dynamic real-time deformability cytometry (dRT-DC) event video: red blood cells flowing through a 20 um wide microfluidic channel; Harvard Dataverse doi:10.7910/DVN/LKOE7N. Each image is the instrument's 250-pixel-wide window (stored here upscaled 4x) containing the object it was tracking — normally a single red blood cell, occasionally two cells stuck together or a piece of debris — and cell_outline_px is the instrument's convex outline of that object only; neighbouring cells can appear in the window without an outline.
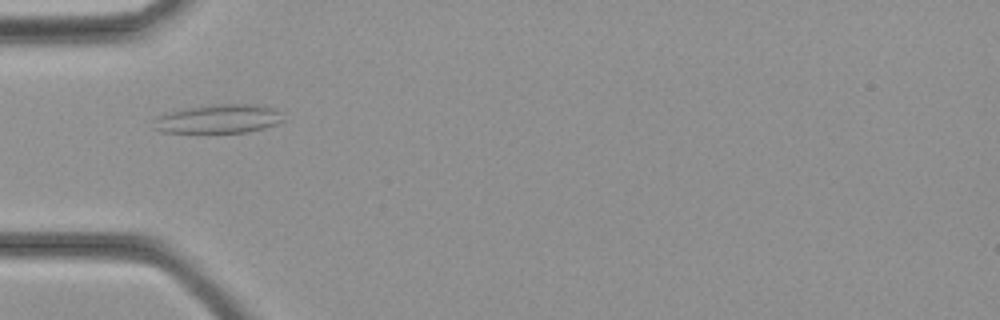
{"species": "common noctule bat (a hibernating species)", "species_latin": "Nyctalus noctula", "temperature_condition": "cold", "stored_images_in_passage": 35, "camera_frame_rate_fps": 3000, "um_per_image_px": 0.085, "animal": {"sex": "female", "body_mass_g": 21.9}, "frame": {"image": 1, "passage_image": 11, "time_ms": 3.333, "image_size_px": [1000, 320], "cell_outline_px": [[284, 120], [276, 124], [264, 128], [248, 132], [160, 132], [152, 128], [152, 120], [156, 116], [168, 112], [192, 108], [220, 104], [252, 104], [276, 108]], "centroid_in_image_um": [18.54, 10.11], "position_along_channel_um": 66.5, "area_um2": 21.62}}
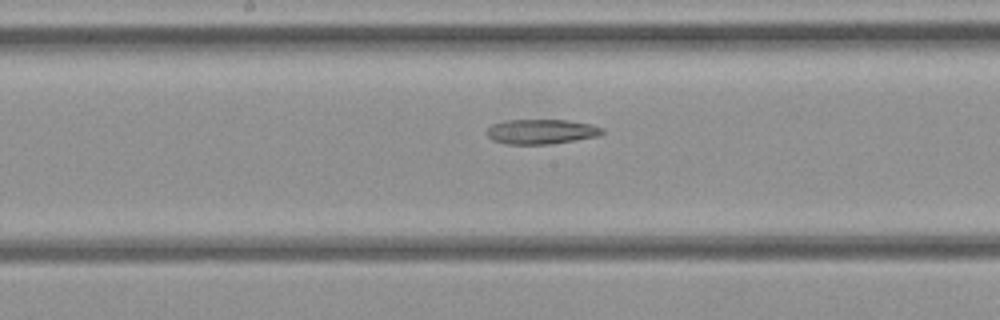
{"frame": {"image": 2, "passage_image": 18, "time_ms": 5.667, "image_size_px": [1000, 320], "cell_outline_px": [[604, 132], [600, 136], [552, 144], [504, 144], [492, 140], [484, 132], [492, 124], [508, 120], [568, 120], [592, 124], [604, 128]], "centroid_in_image_um": [46.02, 11.19], "position_along_channel_um": 202.2, "area_um2": 16.94}}
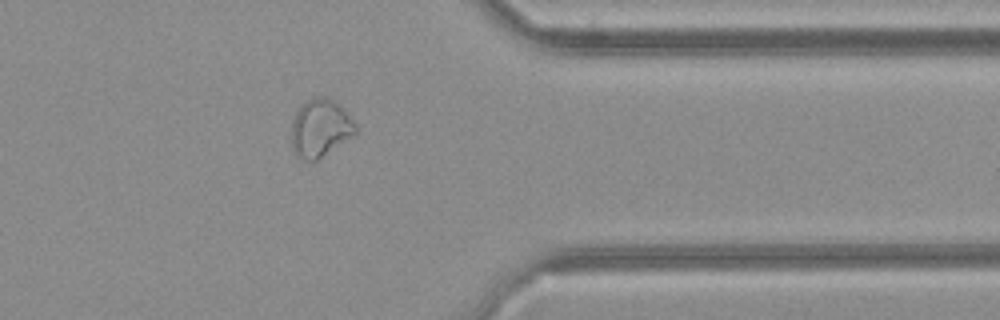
{"frame": {"image": 3, "passage_image": 28, "time_ms": 9.0, "image_size_px": [1000, 320], "cell_outline_px": [[356, 136], [316, 160], [304, 160], [296, 156], [292, 148], [292, 120], [296, 112], [312, 96], [324, 96], [336, 100], [348, 112], [356, 124]], "centroid_in_image_um": [27.27, 10.87], "position_along_channel_um": 384.1, "area_um2": 21.96}}